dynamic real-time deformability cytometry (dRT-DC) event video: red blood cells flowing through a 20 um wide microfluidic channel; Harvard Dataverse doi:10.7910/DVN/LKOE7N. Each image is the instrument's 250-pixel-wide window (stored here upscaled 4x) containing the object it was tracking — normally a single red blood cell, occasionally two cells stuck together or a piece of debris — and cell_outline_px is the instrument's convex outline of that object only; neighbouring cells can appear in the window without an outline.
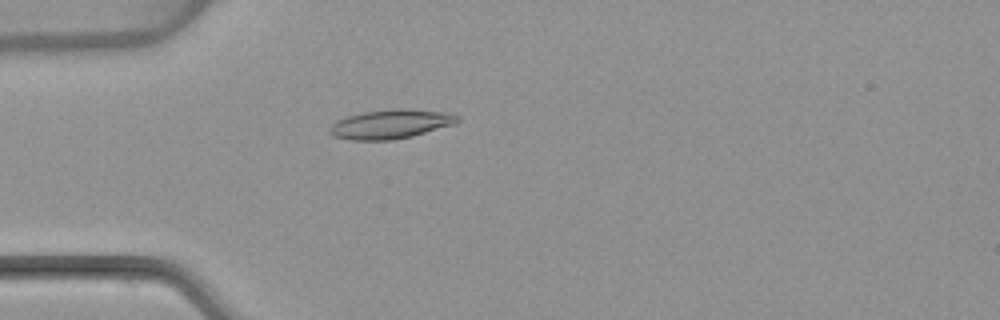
{"species": "common noctule bat (a hibernating species)", "species_latin": "Nyctalus noctula", "temperature_condition": "warm", "stored_images_in_passage": 52, "camera_frame_rate_fps": 3000, "um_per_image_px": 0.085, "animal": {"sex": "female", "body_mass_g": 22.7, "forearm_length_mm": 54.2}, "frame": {"image": 1, "passage_image": 15, "time_ms": 4.667, "image_size_px": [1000, 320], "cell_outline_px": [[460, 120], [452, 124], [412, 136], [392, 140], [352, 140], [332, 136], [328, 132], [328, 128], [336, 120], [348, 116], [364, 112], [448, 112], [460, 116]], "centroid_in_image_um": [33.1, 10.62], "position_along_channel_um": 51.9, "area_um2": 20.4}}
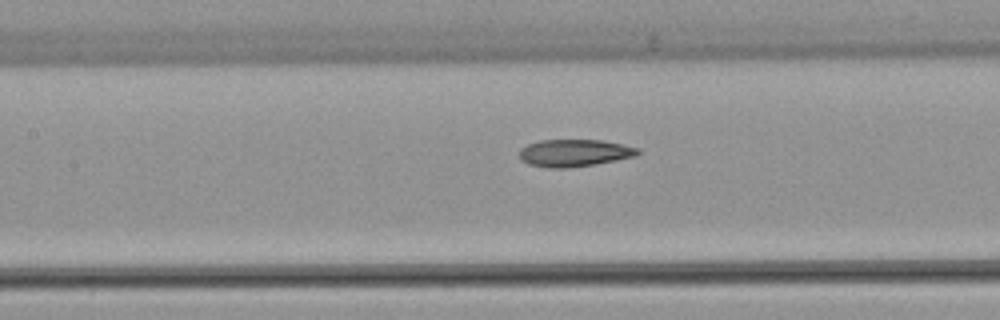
{"frame": {"image": 2, "passage_image": 24, "time_ms": 7.667, "image_size_px": [1000, 320], "cell_outline_px": [[640, 152], [636, 156], [596, 164], [564, 168], [548, 168], [528, 164], [520, 160], [520, 148], [528, 144], [540, 140], [604, 140], [640, 148]], "centroid_in_image_um": [48.82, 13.0], "position_along_channel_um": 158.6, "area_um2": 18.9}}
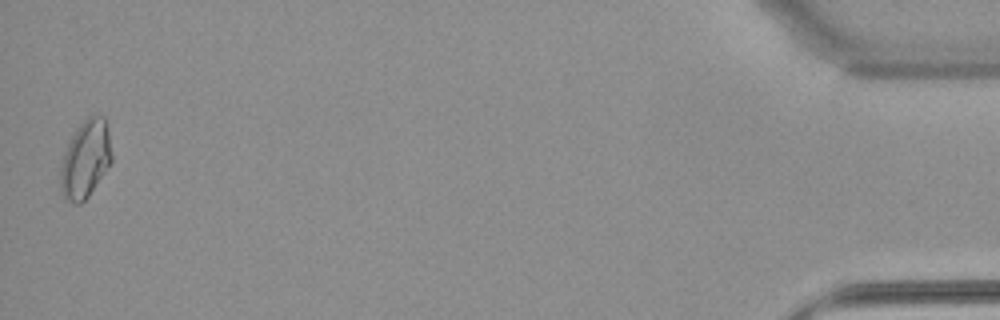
{"frame": {"image": 3, "passage_image": 52, "time_ms": 17.0, "image_size_px": [1000, 320], "cell_outline_px": [[112, 160], [88, 196], [80, 204], [76, 204], [64, 200], [60, 188], [60, 172], [64, 152], [76, 128], [92, 112], [96, 112], [104, 116], [108, 128], [112, 156]], "centroid_in_image_um": [7.26, 13.49], "position_along_channel_um": 427.9, "area_um2": 23.29}, "authors_computed_cell_mechanics": {"area_um2": 19.5075, "velocity_mm_per_s": 3.8833, "shape_relaxation_time_tau1_ms": 7.8475, "shape_relaxation_time_tau2_ms": 1.5881, "deformation_change_tau1": 0.2002, "deformation_change_tau2": 0.0727}}